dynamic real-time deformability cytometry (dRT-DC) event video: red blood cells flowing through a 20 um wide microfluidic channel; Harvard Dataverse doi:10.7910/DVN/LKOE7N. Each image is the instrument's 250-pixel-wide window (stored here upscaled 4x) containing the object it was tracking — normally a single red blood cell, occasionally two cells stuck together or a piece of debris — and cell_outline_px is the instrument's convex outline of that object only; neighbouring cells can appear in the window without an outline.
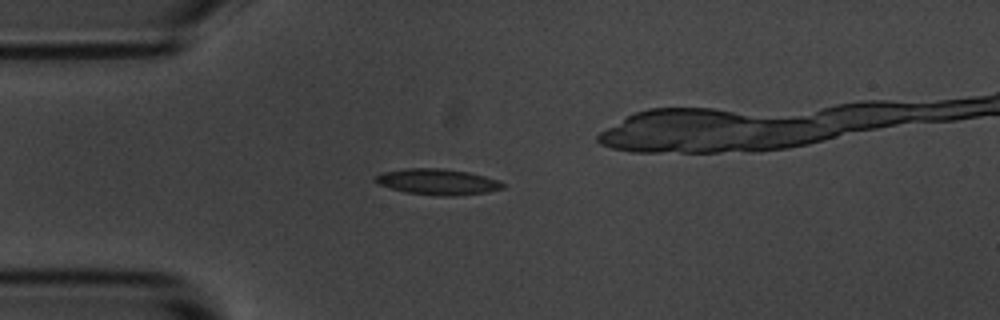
{"species": "common noctule bat (a hibernating species)", "species_latin": "Nyctalus noctula", "temperature_condition": "room temperature", "stored_images_in_passage": 4, "camera_frame_rate_fps": 3000, "um_per_image_px": 0.085, "animal": {"sex": "male", "body_mass_g": 20.1, "forearm_length_mm": 53.5}, "frame": {"image": 1, "passage_image": 4, "time_ms": 3.333, "image_size_px": [1000, 320], "cell_outline_px": [[504, 188], [488, 192], [452, 196], [440, 196], [404, 192], [380, 184], [372, 180], [372, 176], [384, 172], [408, 168], [440, 168], [468, 172], [500, 180], [504, 184]], "centroid_in_image_um": [37.19, 15.45], "position_along_channel_um": 47.8, "area_um2": 19.25}}